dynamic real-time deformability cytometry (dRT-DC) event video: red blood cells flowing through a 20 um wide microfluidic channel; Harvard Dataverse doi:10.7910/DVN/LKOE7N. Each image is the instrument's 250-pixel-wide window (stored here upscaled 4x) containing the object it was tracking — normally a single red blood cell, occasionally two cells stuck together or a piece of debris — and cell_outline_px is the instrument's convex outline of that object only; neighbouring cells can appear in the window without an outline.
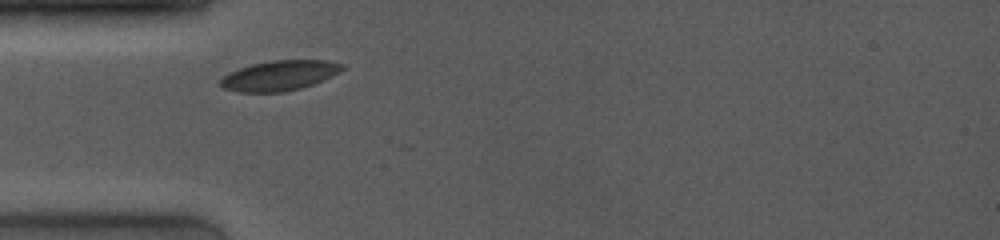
{"species": "common noctule bat (a hibernating species)", "species_latin": "Nyctalus noctula", "temperature_condition": "room temperature", "stored_images_in_passage": 2, "camera_frame_rate_fps": 4000, "um_per_image_px": 0.085, "animal": {"sex": "female", "body_mass_g": 19.0, "forearm_length_mm": 53.3}, "frame": {"image": 1, "passage_image": 1, "time_ms": 0.0, "image_size_px": [1000, 240], "cell_outline_px": [[344, 68], [340, 72], [332, 76], [312, 84], [300, 88], [284, 92], [236, 92], [224, 88], [220, 84], [220, 80], [228, 72], [252, 64], [272, 60], [328, 60], [344, 64]], "centroid_in_image_um": [23.76, 6.42], "position_along_channel_um": 61.2, "area_um2": 21.33}}